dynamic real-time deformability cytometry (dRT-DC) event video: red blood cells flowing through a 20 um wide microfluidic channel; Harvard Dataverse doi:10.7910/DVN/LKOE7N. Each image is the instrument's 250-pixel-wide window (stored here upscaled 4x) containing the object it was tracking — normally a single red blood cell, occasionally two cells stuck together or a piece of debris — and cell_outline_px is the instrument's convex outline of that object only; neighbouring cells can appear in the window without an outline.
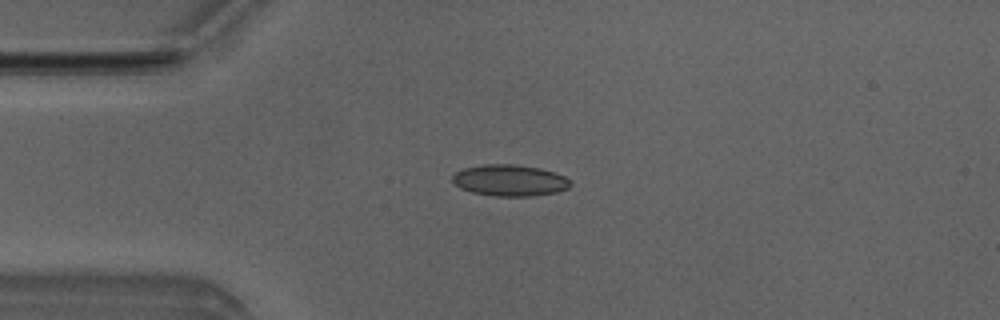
{"species": "Egyptian fruit bat (a non-hibernating species)", "species_latin": "Rousettus aegyptiacus", "temperature_condition": "room temperature", "stored_images_in_passage": 50, "camera_frame_rate_fps": 3000, "um_per_image_px": 0.085, "animal": {"sex": "male"}, "frame": {"image": 1, "passage_image": 11, "time_ms": 3.333, "image_size_px": [1000, 320], "cell_outline_px": [[572, 184], [568, 188], [556, 192], [532, 196], [492, 196], [472, 192], [460, 188], [452, 180], [452, 176], [456, 172], [464, 168], [480, 164], [512, 164], [540, 168], [564, 176]], "centroid_in_image_um": [43.3, 15.33], "position_along_channel_um": 41.7, "area_um2": 21.5}}
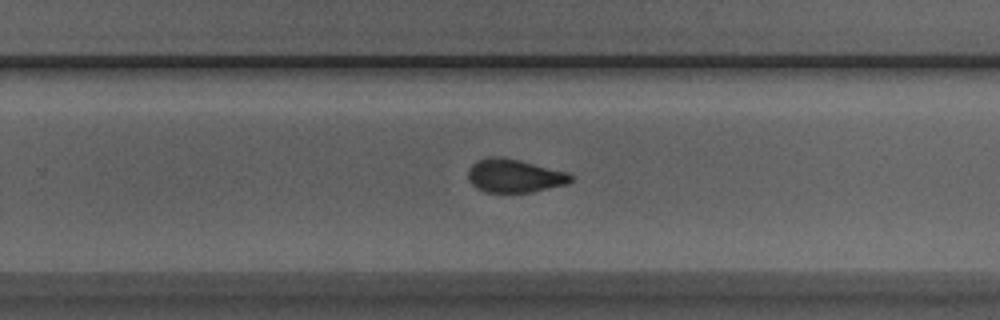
{"frame": {"image": 2, "passage_image": 31, "time_ms": 10.0, "image_size_px": [1000, 320], "cell_outline_px": [[572, 180], [568, 184], [532, 192], [488, 192], [476, 188], [468, 180], [468, 168], [476, 160], [488, 156], [496, 156], [520, 160], [568, 172], [572, 176]], "centroid_in_image_um": [43.71, 14.93], "position_along_channel_um": 286.1, "area_um2": 20.11}}
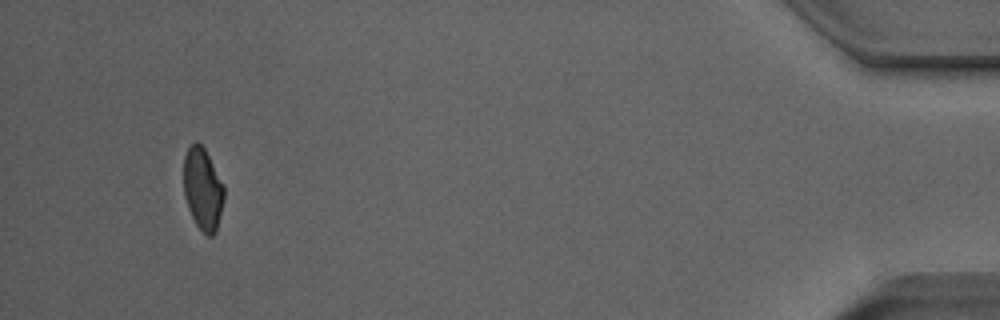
{"frame": {"image": 3, "passage_image": 47, "time_ms": 15.333, "image_size_px": [1000, 320], "cell_outline_px": [[224, 200], [216, 232], [212, 236], [208, 236], [196, 224], [188, 208], [184, 196], [184, 156], [188, 148], [196, 140], [204, 148], [224, 184]], "centroid_in_image_um": [17.24, 16.06], "position_along_channel_um": 418.0, "area_um2": 19.31}, "authors_computed_cell_mechanics": {"area_um2": 20.23, "velocity_mm_per_s": 3.9672, "shape_relaxation_time_tau1_ms": 6.561, "shape_relaxation_time_tau2_ms": 1.5766, "deformation_change_tau1": 0.1501, "deformation_change_tau2": 0.0765}}